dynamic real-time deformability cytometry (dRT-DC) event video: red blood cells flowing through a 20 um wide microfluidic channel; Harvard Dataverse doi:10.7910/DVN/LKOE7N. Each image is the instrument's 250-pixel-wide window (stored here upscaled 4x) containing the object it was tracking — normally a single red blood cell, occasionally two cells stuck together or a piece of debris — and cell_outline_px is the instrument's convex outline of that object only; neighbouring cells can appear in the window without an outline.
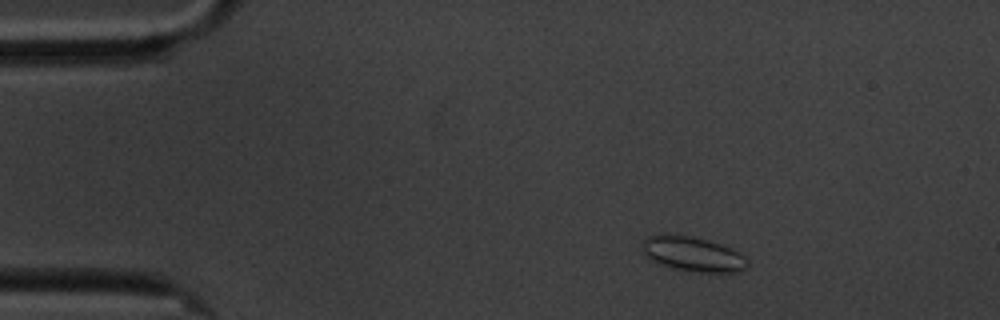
{"species": "common noctule bat (a hibernating species)", "species_latin": "Nyctalus noctula", "temperature_condition": "cold", "stored_images_in_passage": 51, "camera_frame_rate_fps": 3000, "um_per_image_px": 0.085, "animal": {"sex": "male", "body_mass_g": 20.1, "forearm_length_mm": 53.5}, "frame": {"image": 1, "passage_image": 1, "time_ms": 0.0, "image_size_px": [1000, 320], "cell_outline_px": [[748, 268], [740, 272], [684, 272], [668, 268], [648, 260], [644, 256], [644, 240], [648, 236], [668, 232], [692, 236], [708, 240], [732, 248], [740, 252], [748, 260]], "centroid_in_image_um": [58.87, 21.6], "position_along_channel_um": 26.1, "area_um2": 22.14}}
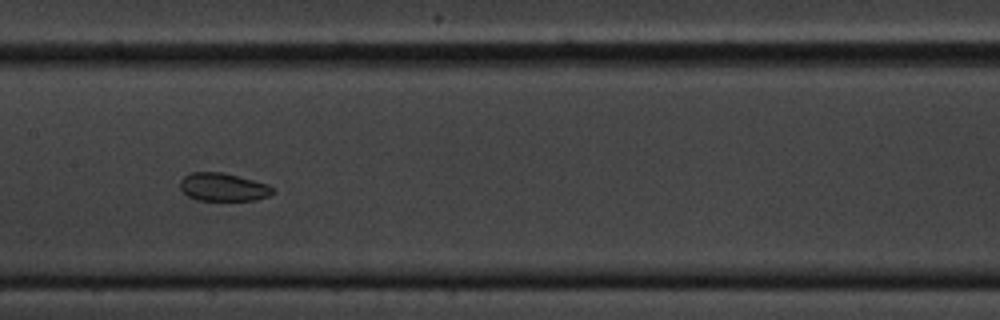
{"frame": {"image": 2, "passage_image": 21, "time_ms": 6.667, "image_size_px": [1000, 320], "cell_outline_px": [[272, 192], [268, 196], [256, 200], [196, 200], [188, 196], [180, 188], [180, 180], [184, 176], [192, 172], [220, 172], [268, 184], [272, 188]], "centroid_in_image_um": [18.92, 15.91], "position_along_channel_um": 188.5, "area_um2": 14.91}}
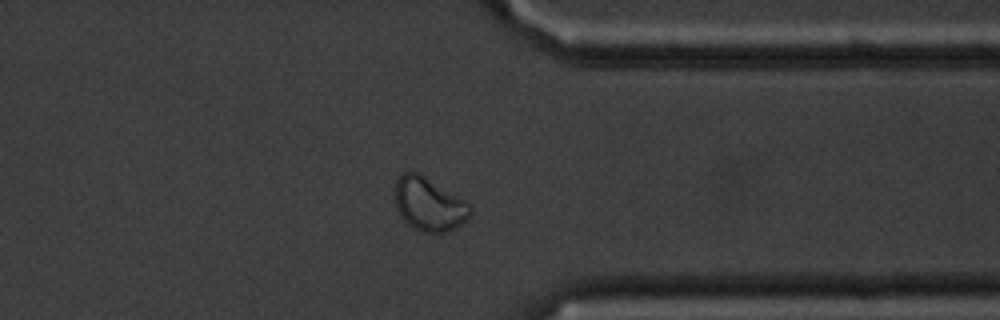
{"frame": {"image": 3, "passage_image": 38, "time_ms": 12.333, "image_size_px": [1000, 320], "cell_outline_px": [[472, 212], [456, 228], [448, 232], [424, 232], [412, 228], [400, 216], [396, 208], [396, 180], [404, 172], [416, 172], [424, 176], [464, 200], [472, 208]], "centroid_in_image_um": [36.45, 17.38], "position_along_channel_um": 375.0, "area_um2": 23.0}, "authors_computed_cell_mechanics": {"area_um2": 17.8024, "velocity_mm_per_s": 3.3689, "shape_relaxation_time_tau1_ms": null, "shape_relaxation_time_tau2_ms": 4.2698, "deformation_change_tau1": null, "deformation_change_tau2": 0.071}}